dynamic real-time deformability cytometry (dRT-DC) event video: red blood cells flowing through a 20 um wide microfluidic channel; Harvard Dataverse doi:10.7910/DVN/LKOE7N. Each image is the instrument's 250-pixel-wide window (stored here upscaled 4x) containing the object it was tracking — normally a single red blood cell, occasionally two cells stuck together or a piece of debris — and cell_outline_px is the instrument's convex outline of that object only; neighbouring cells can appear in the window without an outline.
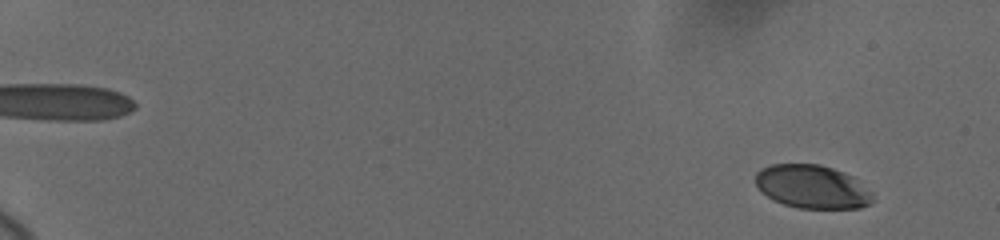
{"species": "human", "species_latin": "Homo sapiens", "temperature_condition": "cold", "stored_images_in_passage": 43, "camera_frame_rate_fps": 3000, "um_per_image_px": 0.085, "donor": {"sex": "female"}, "frame": {"image": 1, "passage_image": 3, "time_ms": 1.0, "image_size_px": [1000, 240], "cell_outline_px": [[872, 200], [868, 204], [860, 208], [796, 208], [772, 200], [760, 192], [756, 184], [756, 172], [760, 168], [772, 164], [820, 164], [844, 172], [852, 176], [872, 192]], "centroid_in_image_um": [69.0, 15.87], "position_along_channel_um": 16.0, "area_um2": 29.77}}
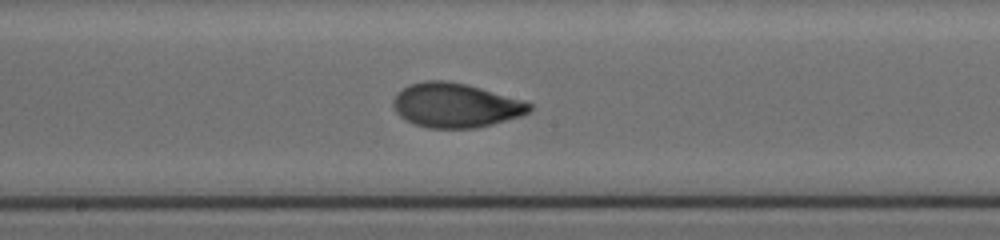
{"frame": {"image": 2, "passage_image": 26, "time_ms": 11.333, "image_size_px": [1000, 240], "cell_outline_px": [[532, 108], [528, 112], [520, 116], [492, 124], [476, 128], [428, 128], [416, 124], [400, 116], [396, 112], [392, 104], [392, 100], [396, 92], [408, 84], [424, 80], [448, 80], [468, 84], [524, 100], [532, 104]], "centroid_in_image_um": [38.7, 8.93], "position_along_channel_um": 209.5, "area_um2": 35.49}}
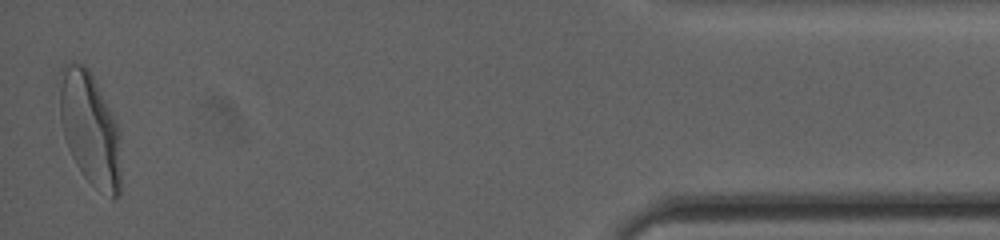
{"frame": {"image": 3, "passage_image": 43, "time_ms": 19.0, "image_size_px": [1000, 240], "cell_outline_px": [[120, 196], [112, 200], [96, 188], [80, 172], [68, 148], [64, 136], [60, 120], [56, 80], [60, 68], [64, 64], [72, 60], [84, 64], [88, 68], [116, 120], [120, 128]], "centroid_in_image_um": [7.61, 10.89], "position_along_channel_um": 427.6, "area_um2": 41.73}, "authors_computed_cell_mechanics": {"area_um2": 33.8708, "velocity_mm_per_s": 3.664, "shape_relaxation_time_tau1_ms": 3.575, "shape_relaxation_time_tau2_ms": null, "deformation_change_tau1": 0.137, "deformation_change_tau2": null}}